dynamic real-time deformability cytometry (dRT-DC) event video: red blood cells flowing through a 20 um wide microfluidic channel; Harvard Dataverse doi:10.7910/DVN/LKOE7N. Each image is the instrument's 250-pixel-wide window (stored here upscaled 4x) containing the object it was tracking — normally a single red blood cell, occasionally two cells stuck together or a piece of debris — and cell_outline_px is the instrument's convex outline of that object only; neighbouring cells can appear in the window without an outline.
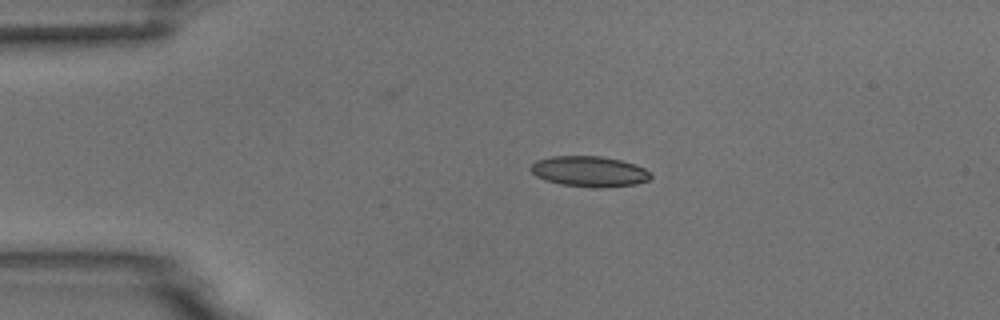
{"species": "common noctule bat (a hibernating species)", "species_latin": "Nyctalus noctula", "temperature_condition": "room temperature", "stored_images_in_passage": 3, "camera_frame_rate_fps": 3000, "um_per_image_px": 0.085, "animal": {"sex": "male", "body_mass_g": 18.8}, "frame": {"image": 1, "passage_image": 1, "time_ms": 0.0, "image_size_px": [1000, 320], "cell_outline_px": [[652, 176], [648, 180], [636, 184], [604, 188], [592, 188], [560, 184], [544, 180], [536, 176], [528, 168], [536, 160], [552, 156], [600, 156], [620, 160], [644, 168], [652, 172]], "centroid_in_image_um": [50.08, 14.58], "position_along_channel_um": 34.9, "area_um2": 21.56}}
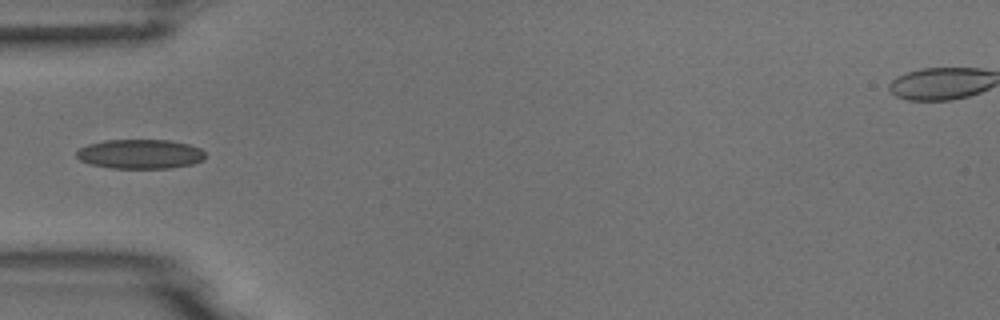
{"frame": {"image": 2, "passage_image": 3, "time_ms": 2.0, "image_size_px": [1000, 320], "cell_outline_px": [[204, 160], [192, 164], [168, 168], [112, 168], [92, 164], [80, 160], [76, 156], [76, 152], [80, 148], [88, 144], [104, 140], [172, 140], [188, 144], [200, 148], [204, 152]], "centroid_in_image_um": [11.92, 13.08], "position_along_channel_um": 73.1, "area_um2": 22.02}}